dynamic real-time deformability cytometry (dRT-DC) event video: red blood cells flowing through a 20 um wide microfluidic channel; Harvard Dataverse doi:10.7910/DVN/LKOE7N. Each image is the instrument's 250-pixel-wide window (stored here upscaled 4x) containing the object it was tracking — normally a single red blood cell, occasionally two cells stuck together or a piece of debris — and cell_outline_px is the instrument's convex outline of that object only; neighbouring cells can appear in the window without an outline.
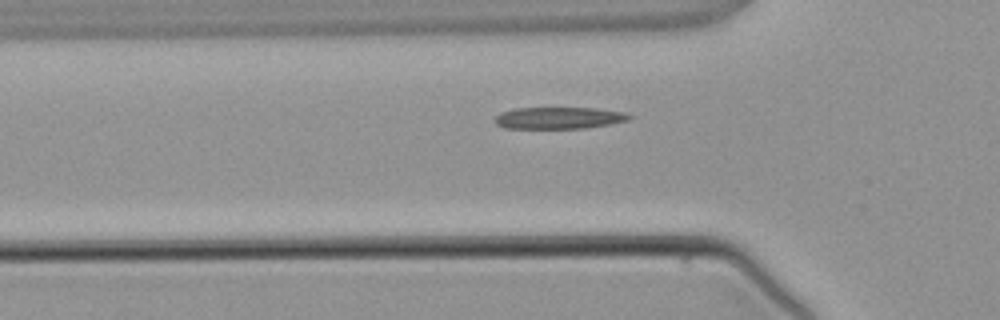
{"species": "common noctule bat (a hibernating species)", "species_latin": "Nyctalus noctula", "temperature_condition": "warm", "stored_images_in_passage": 3, "camera_frame_rate_fps": 3000, "um_per_image_px": 0.085, "animal": {"sex": "male", "body_mass_g": 21.5, "forearm_length_mm": 52.0}, "frame": {"image": 1, "passage_image": 3, "time_ms": 3.333, "image_size_px": [1000, 320], "cell_outline_px": [[632, 116], [628, 120], [588, 128], [504, 128], [496, 124], [492, 120], [500, 112], [516, 108], [596, 108], [624, 112]], "centroid_in_image_um": [47.46, 10.02], "position_along_channel_um": 78.3, "area_um2": 17.05}}